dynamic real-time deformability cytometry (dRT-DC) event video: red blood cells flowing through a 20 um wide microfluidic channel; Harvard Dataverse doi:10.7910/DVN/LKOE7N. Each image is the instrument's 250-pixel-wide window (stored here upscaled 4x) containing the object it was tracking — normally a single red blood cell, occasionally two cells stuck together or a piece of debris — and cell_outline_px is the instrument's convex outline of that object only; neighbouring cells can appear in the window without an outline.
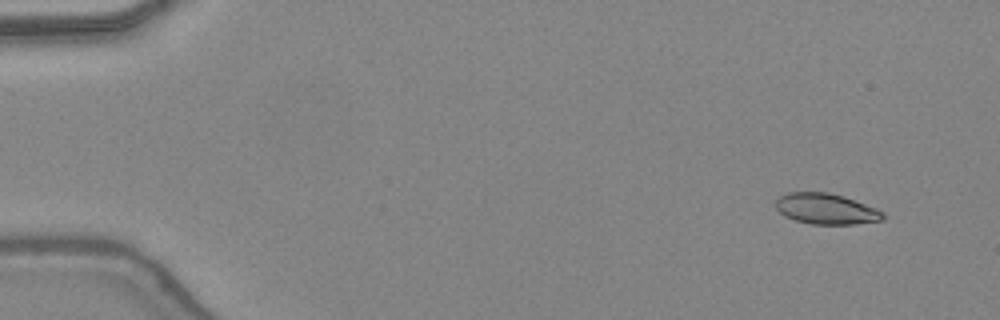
{"species": "common noctule bat (a hibernating species)", "species_latin": "Nyctalus noctula", "temperature_condition": "warm", "stored_images_in_passage": 45, "camera_frame_rate_fps": 3000, "um_per_image_px": 0.085, "animal": {"sex": "female", "body_mass_g": 24.6, "forearm_length_mm": 56.2}, "frame": {"image": 1, "passage_image": 2, "time_ms": 0.333, "image_size_px": [1000, 320], "cell_outline_px": [[884, 220], [856, 224], [812, 224], [796, 220], [784, 216], [776, 208], [776, 200], [780, 196], [788, 192], [828, 192], [844, 196], [876, 208], [884, 212]], "centroid_in_image_um": [70.23, 17.75], "position_along_channel_um": 14.8, "area_um2": 19.25}}
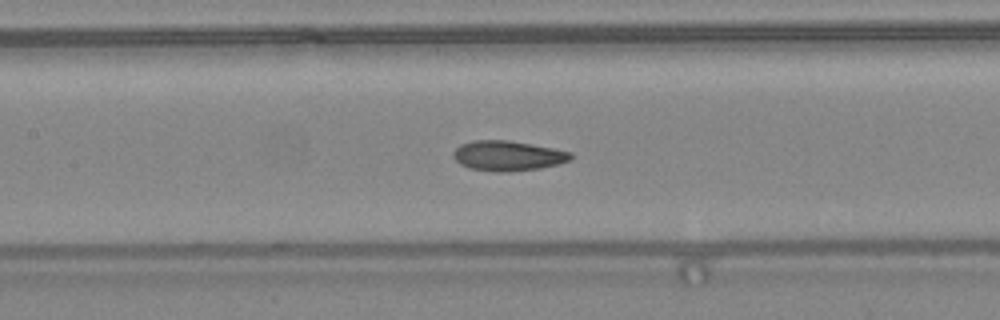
{"frame": {"image": 2, "passage_image": 21, "time_ms": 6.667, "image_size_px": [1000, 320], "cell_outline_px": [[572, 160], [560, 164], [540, 168], [504, 172], [496, 172], [468, 168], [460, 164], [452, 156], [452, 152], [460, 144], [472, 140], [508, 140], [552, 148], [572, 152]], "centroid_in_image_um": [43.15, 13.24], "position_along_channel_um": 164.3, "area_um2": 20.69}}
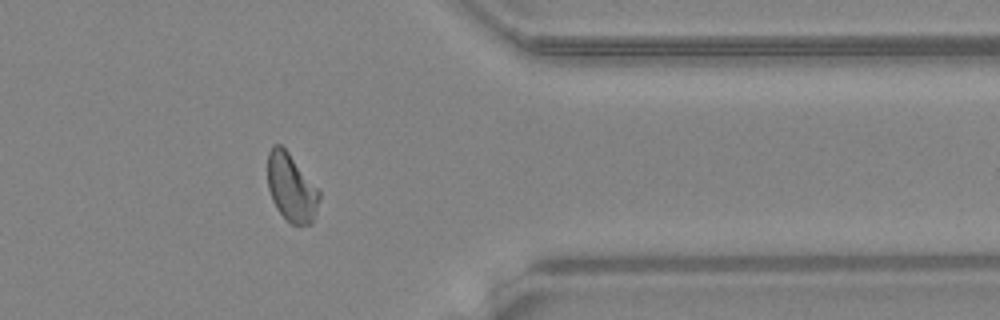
{"frame": {"image": 3, "passage_image": 37, "time_ms": 12.0, "image_size_px": [1000, 320], "cell_outline_px": [[320, 196], [316, 212], [312, 224], [292, 224], [276, 208], [272, 200], [268, 188], [268, 152], [272, 144], [280, 144], [288, 152], [320, 192]], "centroid_in_image_um": [24.75, 15.94], "position_along_channel_um": 386.7, "area_um2": 20.11}, "authors_computed_cell_mechanics": {"area_um2": 20.1722, "velocity_mm_per_s": 4.4263, "shape_relaxation_time_tau1_ms": null, "shape_relaxation_time_tau2_ms": 1.6226, "deformation_change_tau1": null, "deformation_change_tau2": 0.0888}}